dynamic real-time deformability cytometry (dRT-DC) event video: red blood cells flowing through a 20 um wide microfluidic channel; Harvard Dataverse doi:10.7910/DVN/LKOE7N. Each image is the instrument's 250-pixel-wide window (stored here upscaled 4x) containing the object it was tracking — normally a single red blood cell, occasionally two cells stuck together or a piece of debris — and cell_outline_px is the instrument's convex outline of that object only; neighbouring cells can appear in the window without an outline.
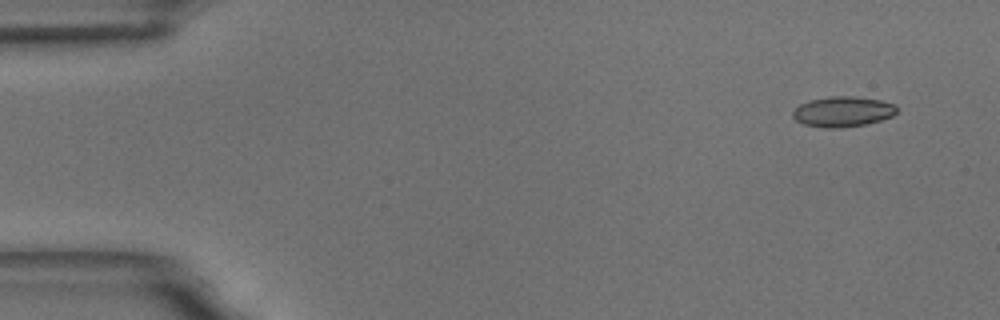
{"species": "common noctule bat (a hibernating species)", "species_latin": "Nyctalus noctula", "temperature_condition": "room temperature", "stored_images_in_passage": 5, "camera_frame_rate_fps": 3000, "um_per_image_px": 0.085, "animal": {"sex": "male", "body_mass_g": 18.8}, "frame": {"image": 1, "passage_image": 1, "time_ms": 0.0, "image_size_px": [1000, 320], "cell_outline_px": [[896, 112], [892, 116], [880, 120], [864, 124], [840, 128], [824, 128], [804, 124], [796, 120], [792, 116], [792, 112], [800, 104], [808, 100], [828, 96], [852, 96], [880, 100], [892, 104], [896, 108]], "centroid_in_image_um": [71.59, 9.48], "position_along_channel_um": 13.4, "area_um2": 18.26}}
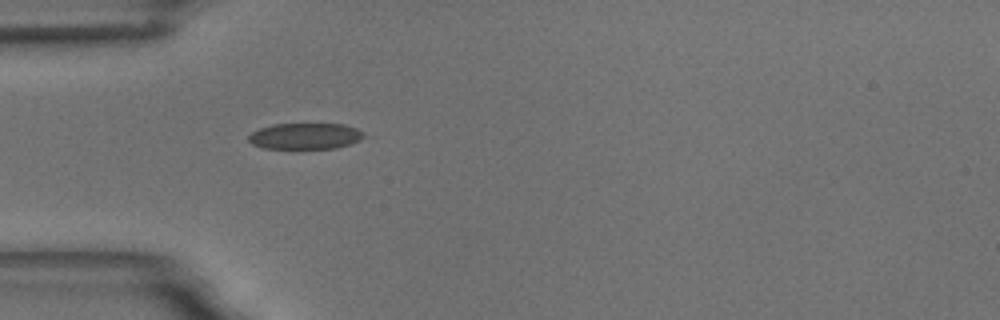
{"frame": {"image": 2, "passage_image": 5, "time_ms": 4.333, "image_size_px": [1000, 320], "cell_outline_px": [[364, 136], [360, 140], [336, 148], [264, 148], [252, 144], [248, 140], [248, 136], [252, 132], [260, 128], [272, 124], [344, 124], [356, 128], [364, 132]], "centroid_in_image_um": [25.93, 11.56], "position_along_channel_um": 59.1, "area_um2": 17.46}}